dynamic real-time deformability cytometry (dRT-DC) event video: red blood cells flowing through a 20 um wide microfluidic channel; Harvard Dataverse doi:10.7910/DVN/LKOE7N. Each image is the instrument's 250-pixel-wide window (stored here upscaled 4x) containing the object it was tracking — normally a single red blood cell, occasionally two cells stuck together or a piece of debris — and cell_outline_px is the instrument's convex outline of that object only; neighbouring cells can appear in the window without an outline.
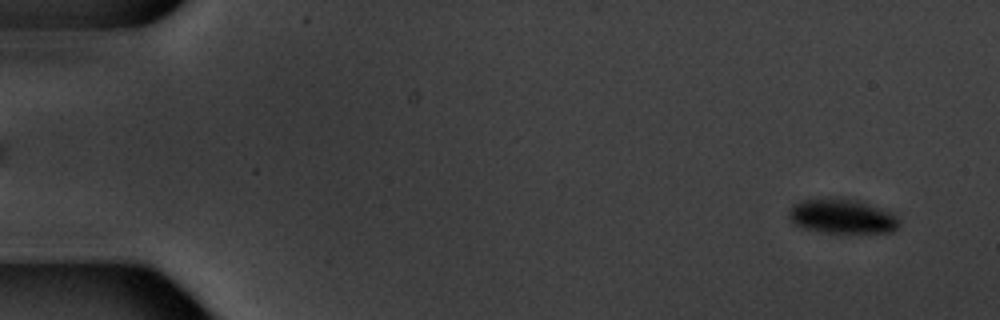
{"species": "common noctule bat (a hibernating species)", "species_latin": "Nyctalus noctula", "temperature_condition": "warm", "stored_images_in_passage": 15, "camera_frame_rate_fps": 3000, "um_per_image_px": 0.085, "animal": {"sex": "male", "body_mass_g": 20.1, "forearm_length_mm": 53.5}, "frame": {"image": 1, "passage_image": 1, "time_ms": 0.0, "image_size_px": [1000, 320], "cell_outline_px": [[900, 224], [892, 232], [820, 232], [804, 228], [792, 224], [788, 216], [788, 212], [792, 204], [804, 200], [840, 196], [860, 200], [884, 208], [892, 212], [900, 220]], "centroid_in_image_um": [71.58, 18.35], "position_along_channel_um": 13.4, "area_um2": 22.77}}
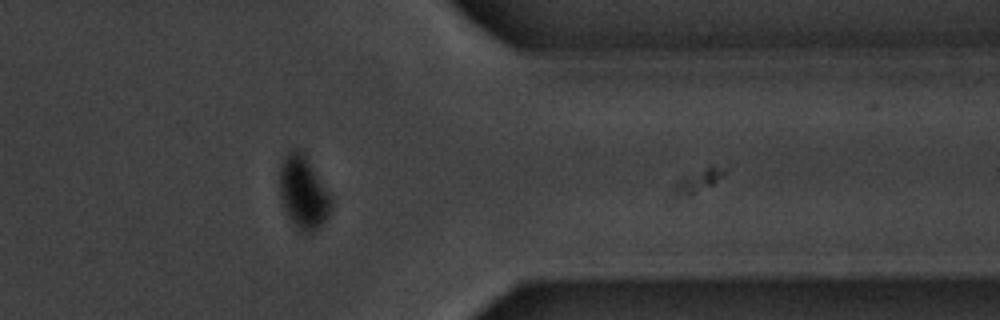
{"frame": {"image": 2, "passage_image": 13, "time_ms": 15.0, "image_size_px": [1000, 320], "cell_outline_px": [[332, 204], [328, 216], [320, 228], [308, 236], [296, 228], [292, 224], [280, 200], [280, 164], [284, 156], [292, 148], [296, 148], [304, 152], [332, 196]], "centroid_in_image_um": [25.79, 16.38], "position_along_channel_um": 385.6, "area_um2": 22.48}}
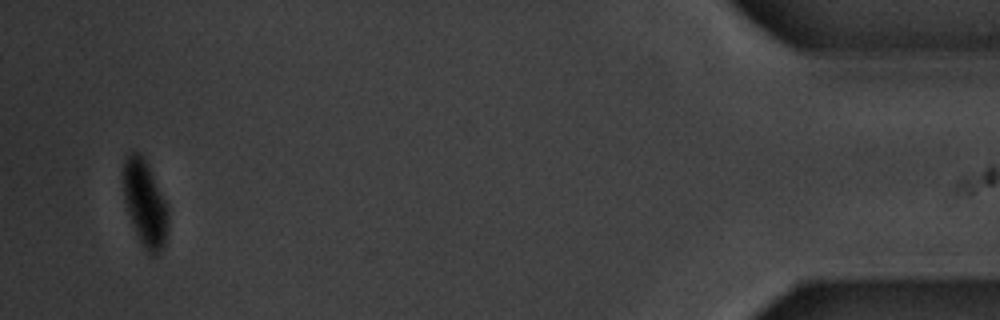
{"frame": {"image": 3, "passage_image": 15, "time_ms": 18.0, "image_size_px": [1000, 320], "cell_outline_px": [[168, 228], [164, 244], [160, 252], [156, 256], [148, 256], [144, 252], [140, 244], [132, 224], [124, 200], [124, 156], [128, 152], [140, 152], [144, 156], [148, 164], [164, 200], [168, 212]], "centroid_in_image_um": [12.32, 17.34], "position_along_channel_um": 422.9, "area_um2": 22.72}, "authors_computed_cell_mechanics": {"area_um2": 25.6054, "velocity_mm_per_s": 3.4054, "shape_relaxation_time_tau1_ms": 5.9175, "shape_relaxation_time_tau2_ms": 1.8426, "deformation_change_tau1": 0.1246, "deformation_change_tau2": 0.0186}}